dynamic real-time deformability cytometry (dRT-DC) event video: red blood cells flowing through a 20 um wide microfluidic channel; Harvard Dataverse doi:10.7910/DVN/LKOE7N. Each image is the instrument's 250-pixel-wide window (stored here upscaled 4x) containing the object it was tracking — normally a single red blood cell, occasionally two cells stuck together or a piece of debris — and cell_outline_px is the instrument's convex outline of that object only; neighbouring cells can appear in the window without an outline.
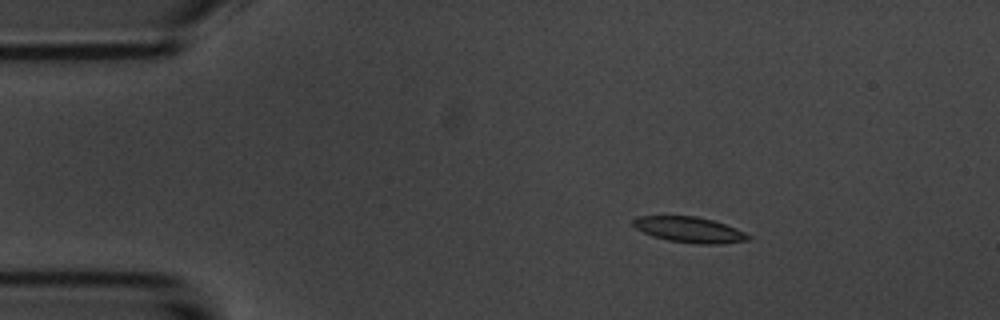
{"species": "common noctule bat (a hibernating species)", "species_latin": "Nyctalus noctula", "temperature_condition": "room temperature", "stored_images_in_passage": 4, "camera_frame_rate_fps": 3000, "um_per_image_px": 0.085, "animal": {"sex": "male", "body_mass_g": 20.1, "forearm_length_mm": 53.5}, "frame": {"image": 1, "passage_image": 2, "time_ms": 1.333, "image_size_px": [1000, 320], "cell_outline_px": [[752, 240], [720, 244], [696, 244], [668, 240], [652, 236], [636, 228], [632, 224], [632, 220], [636, 216], [696, 216], [712, 220], [736, 228], [752, 236]], "centroid_in_image_um": [58.62, 19.53], "position_along_channel_um": 26.4, "area_um2": 17.28}}
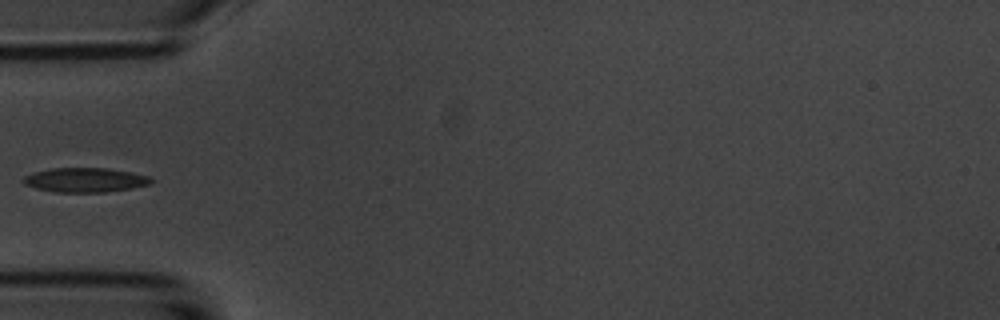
{"frame": {"image": 2, "passage_image": 4, "time_ms": 4.333, "image_size_px": [1000, 320], "cell_outline_px": [[152, 184], [132, 188], [104, 192], [56, 192], [36, 188], [24, 184], [20, 180], [24, 176], [36, 172], [52, 168], [108, 168], [148, 176], [152, 180]], "centroid_in_image_um": [7.21, 15.3], "position_along_channel_um": 77.8, "area_um2": 18.03}}